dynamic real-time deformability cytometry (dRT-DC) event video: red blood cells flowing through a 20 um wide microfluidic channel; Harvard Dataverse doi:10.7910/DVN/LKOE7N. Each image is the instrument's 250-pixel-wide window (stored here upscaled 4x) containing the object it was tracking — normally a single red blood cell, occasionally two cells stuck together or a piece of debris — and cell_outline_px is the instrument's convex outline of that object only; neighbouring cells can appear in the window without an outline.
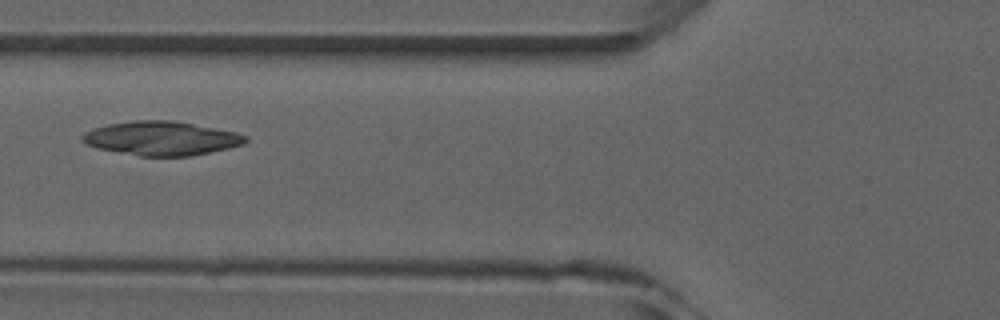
{"species": "common noctule bat (a hibernating species)", "species_latin": "Nyctalus noctula", "temperature_condition": "room temperature", "stored_images_in_passage": 6, "camera_frame_rate_fps": 3000, "um_per_image_px": 0.085, "animal": {"sex": "male", "forearm_length_mm": 52.5}, "frame": {"image": 1, "passage_image": 6, "time_ms": 5.667, "image_size_px": [1000, 320], "cell_outline_px": [[248, 140], [244, 144], [228, 148], [192, 156], [140, 156], [100, 148], [88, 144], [80, 140], [80, 136], [84, 132], [92, 128], [108, 124], [132, 120], [172, 120], [236, 132], [248, 136]], "centroid_in_image_um": [13.72, 11.75], "position_along_channel_um": 112.1, "area_um2": 32.25}}